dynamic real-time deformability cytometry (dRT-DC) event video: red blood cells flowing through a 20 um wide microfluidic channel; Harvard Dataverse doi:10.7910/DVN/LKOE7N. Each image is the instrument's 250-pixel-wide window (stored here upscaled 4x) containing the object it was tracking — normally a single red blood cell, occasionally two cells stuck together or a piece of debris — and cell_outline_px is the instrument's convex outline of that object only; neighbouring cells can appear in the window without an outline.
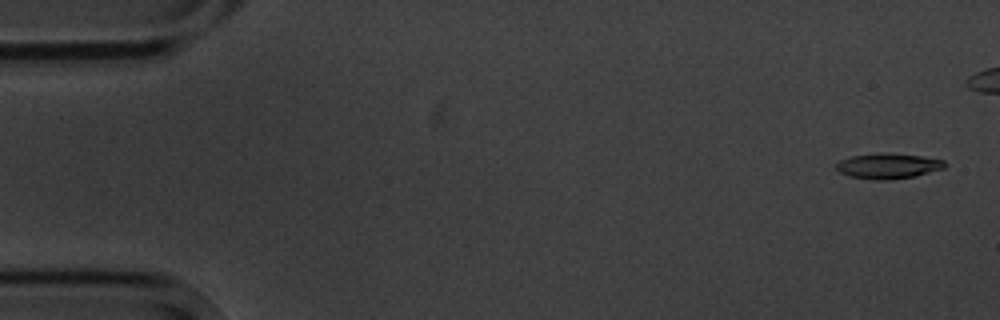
{"species": "common noctule bat (a hibernating species)", "species_latin": "Nyctalus noctula", "temperature_condition": "cold", "stored_images_in_passage": 6, "camera_frame_rate_fps": 3000, "um_per_image_px": 0.085, "animal": {"sex": "male", "body_mass_g": 20.1, "forearm_length_mm": 53.5}, "frame": {"image": 1, "passage_image": 1, "time_ms": 0.0, "image_size_px": [1000, 320], "cell_outline_px": [[948, 164], [944, 168], [916, 176], [888, 180], [876, 180], [848, 176], [840, 172], [836, 168], [836, 164], [840, 160], [852, 156], [920, 156], [944, 160]], "centroid_in_image_um": [75.52, 14.17], "position_along_channel_um": 9.5, "area_um2": 15.09}}
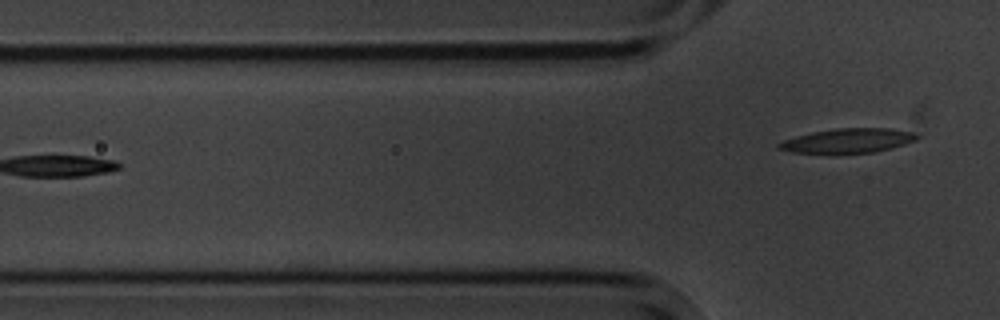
{"frame": {"image": 2, "passage_image": 6, "time_ms": 6.667, "image_size_px": [1000, 320], "cell_outline_px": [[920, 136], [916, 140], [892, 148], [872, 152], [792, 152], [776, 148], [776, 144], [784, 140], [796, 136], [812, 132], [836, 128], [888, 128], [912, 132]], "centroid_in_image_um": [72.08, 11.94], "position_along_channel_um": 53.7, "area_um2": 19.25}}